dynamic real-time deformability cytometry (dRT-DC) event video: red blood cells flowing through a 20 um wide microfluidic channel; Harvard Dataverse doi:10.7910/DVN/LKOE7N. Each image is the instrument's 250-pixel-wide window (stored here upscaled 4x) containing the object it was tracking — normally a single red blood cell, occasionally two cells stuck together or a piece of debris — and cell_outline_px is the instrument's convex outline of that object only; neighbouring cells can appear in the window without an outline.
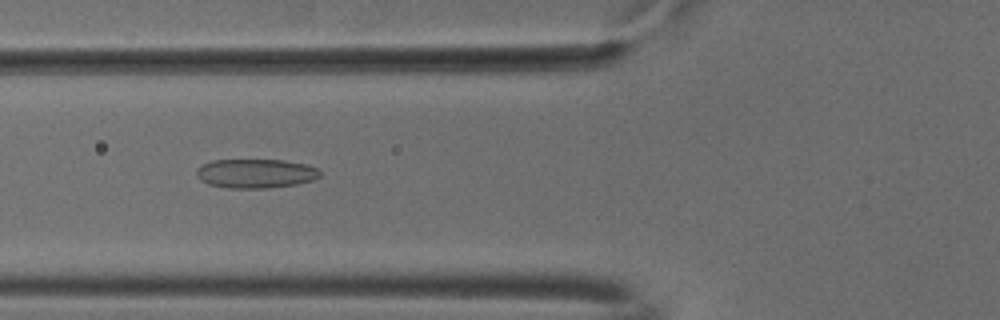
{"species": "common noctule bat (a hibernating species)", "species_latin": "Nyctalus noctula", "temperature_condition": "cold", "stored_images_in_passage": 47, "camera_frame_rate_fps": 3000, "um_per_image_px": 0.085, "animal": {"sex": "male", "body_mass_g": 18.8}, "frame": {"image": 1, "passage_image": 14, "time_ms": 4.333, "image_size_px": [1000, 320], "cell_outline_px": [[320, 176], [312, 180], [296, 184], [268, 188], [228, 188], [208, 184], [200, 180], [196, 176], [196, 168], [200, 164], [212, 160], [284, 160], [304, 164], [316, 168], [320, 172]], "centroid_in_image_um": [21.67, 14.74], "position_along_channel_um": 104.1, "area_um2": 21.04}}
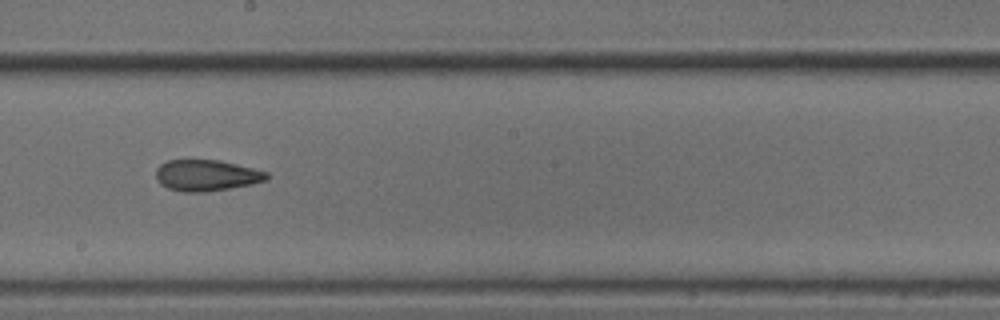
{"frame": {"image": 2, "passage_image": 24, "time_ms": 7.667, "image_size_px": [1000, 320], "cell_outline_px": [[268, 180], [252, 184], [204, 192], [184, 192], [168, 188], [160, 184], [156, 180], [156, 168], [160, 164], [168, 160], [220, 160], [268, 172]], "centroid_in_image_um": [17.53, 14.9], "position_along_channel_um": 230.7, "area_um2": 20.11}}
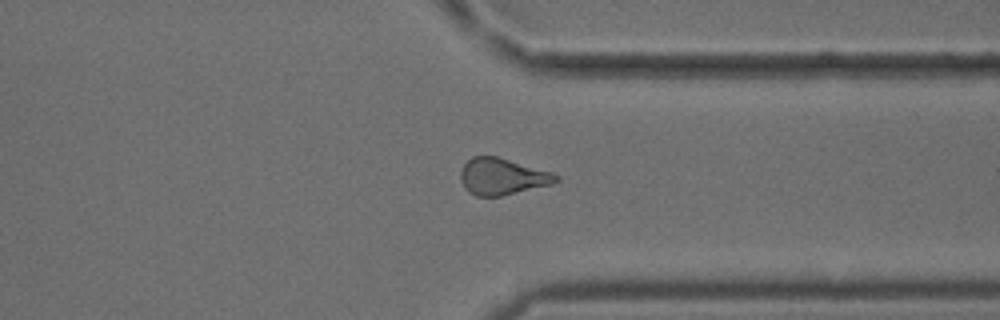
{"frame": {"image": 3, "passage_image": 35, "time_ms": 11.333, "image_size_px": [1000, 320], "cell_outline_px": [[560, 180], [552, 184], [500, 196], [476, 196], [468, 192], [464, 188], [460, 180], [460, 172], [464, 164], [472, 156], [496, 156], [552, 172], [560, 176]], "centroid_in_image_um": [42.68, 15.01], "position_along_channel_um": 368.7, "area_um2": 20.35}, "authors_computed_cell_mechanics": {"area_um2": 20.23, "velocity_mm_per_s": 3.7744, "shape_relaxation_time_tau1_ms": null, "shape_relaxation_time_tau2_ms": 2.9589, "deformation_change_tau1": null, "deformation_change_tau2": 0.0918}}